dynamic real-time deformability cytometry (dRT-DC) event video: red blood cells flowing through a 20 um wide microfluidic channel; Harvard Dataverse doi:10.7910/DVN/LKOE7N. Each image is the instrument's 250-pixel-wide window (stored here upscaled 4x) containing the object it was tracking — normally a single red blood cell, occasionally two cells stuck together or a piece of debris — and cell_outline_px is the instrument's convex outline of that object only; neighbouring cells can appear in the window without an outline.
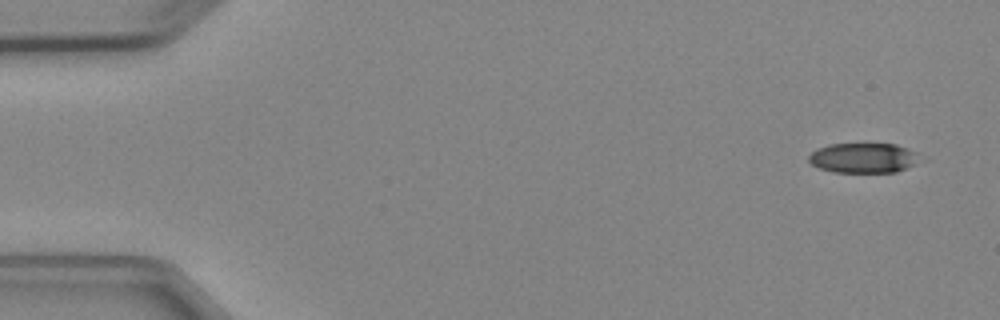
{"species": "Egyptian fruit bat (a non-hibernating species)", "species_latin": "Rousettus aegyptiacus", "temperature_condition": "cold", "stored_images_in_passage": 3, "camera_frame_rate_fps": 3000, "um_per_image_px": 0.085, "animal": {"sex": "female"}, "frame": {"image": 1, "passage_image": 1, "time_ms": 0.0, "image_size_px": [1000, 320], "cell_outline_px": [[928, 160], [896, 172], [832, 172], [820, 168], [812, 164], [808, 160], [808, 156], [816, 148], [828, 144], [896, 144], [920, 152], [928, 156]], "centroid_in_image_um": [73.55, 13.42], "position_along_channel_um": 11.4, "area_um2": 20.17}}